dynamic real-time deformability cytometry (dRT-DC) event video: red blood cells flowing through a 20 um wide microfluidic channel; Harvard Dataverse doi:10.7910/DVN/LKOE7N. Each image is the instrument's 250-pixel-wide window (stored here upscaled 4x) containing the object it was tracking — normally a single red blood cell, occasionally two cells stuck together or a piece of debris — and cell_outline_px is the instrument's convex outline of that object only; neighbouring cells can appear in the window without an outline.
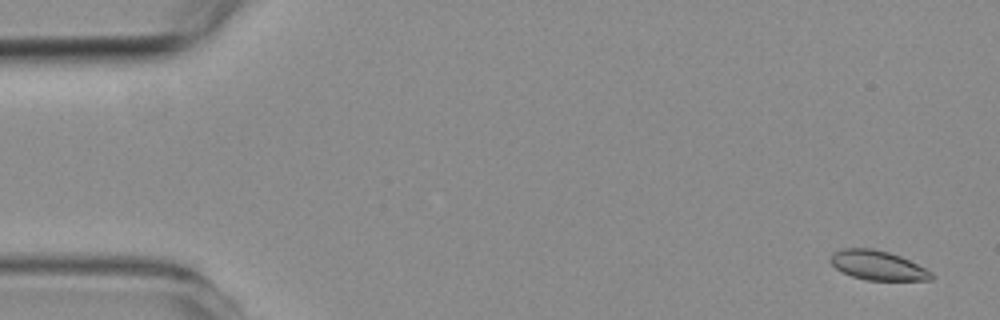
{"species": "common noctule bat (a hibernating species)", "species_latin": "Nyctalus noctula", "temperature_condition": "room temperature", "stored_images_in_passage": 8, "camera_frame_rate_fps": 3000, "um_per_image_px": 0.085, "animal": {"sex": "female", "body_mass_g": 19.3, "forearm_length_mm": 54.1}, "frame": {"image": 1, "passage_image": 1, "time_ms": 0.0, "image_size_px": [1000, 320], "cell_outline_px": [[932, 280], [868, 280], [852, 276], [840, 272], [828, 260], [832, 252], [840, 248], [872, 248], [888, 252], [900, 256], [932, 272]], "centroid_in_image_um": [74.53, 22.54], "position_along_channel_um": 10.5, "area_um2": 17.28}}
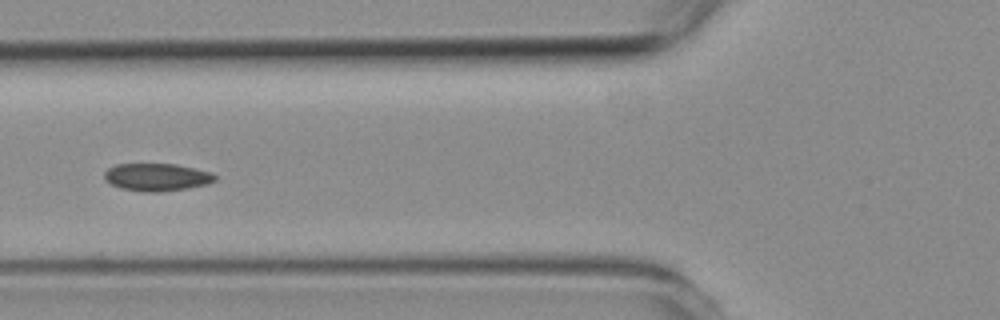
{"frame": {"image": 2, "passage_image": 6, "time_ms": 6.0, "image_size_px": [1000, 320], "cell_outline_px": [[216, 180], [208, 184], [188, 188], [160, 192], [144, 192], [120, 188], [104, 180], [104, 172], [108, 168], [116, 164], [176, 164], [196, 168], [212, 172], [216, 176]], "centroid_in_image_um": [13.34, 15.05], "position_along_channel_um": 112.5, "area_um2": 17.98}}
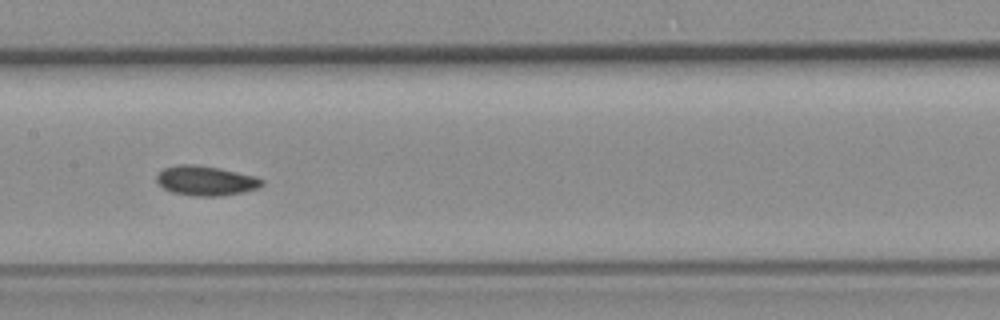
{"frame": {"image": 3, "passage_image": 8, "time_ms": 8.0, "image_size_px": [1000, 320], "cell_outline_px": [[264, 184], [260, 188], [244, 192], [220, 196], [196, 196], [172, 192], [156, 184], [156, 176], [164, 168], [176, 164], [192, 164], [220, 168], [256, 176], [264, 180]], "centroid_in_image_um": [17.51, 15.36], "position_along_channel_um": 189.9, "area_um2": 18.44}}